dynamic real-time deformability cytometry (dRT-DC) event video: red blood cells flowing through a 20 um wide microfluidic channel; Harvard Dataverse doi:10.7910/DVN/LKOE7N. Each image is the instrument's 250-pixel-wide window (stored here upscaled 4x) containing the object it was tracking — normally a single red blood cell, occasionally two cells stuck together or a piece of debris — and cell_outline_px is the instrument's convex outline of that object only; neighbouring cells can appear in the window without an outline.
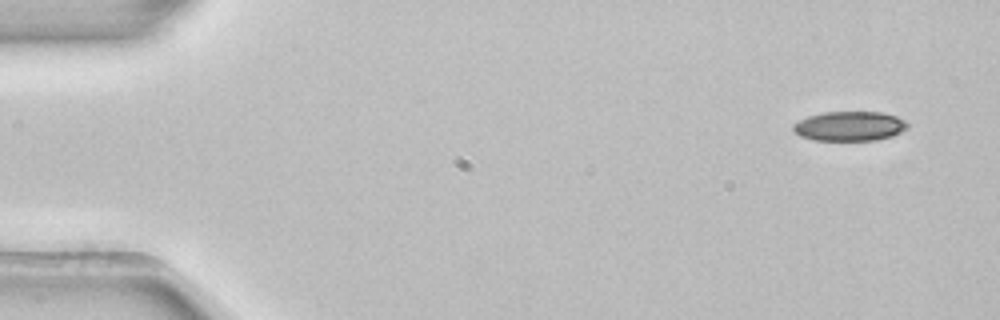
{"species": "common noctule bat (a hibernating species)", "species_latin": "Nyctalus noctula", "temperature_condition": "room temperature", "stored_images_in_passage": 4, "camera_frame_rate_fps": 3000, "um_per_image_px": 0.085, "animal": {"sex": "female", "body_mass_g": 22.7, "forearm_length_mm": 54.2}, "frame": {"image": 1, "passage_image": 1, "time_ms": 0.0, "image_size_px": [1000, 320], "cell_outline_px": [[908, 128], [892, 136], [876, 140], [812, 140], [800, 136], [792, 128], [792, 124], [808, 116], [824, 112], [884, 112], [896, 116], [904, 120], [908, 124]], "centroid_in_image_um": [72.22, 10.72], "position_along_channel_um": 12.8, "area_um2": 19.71}}
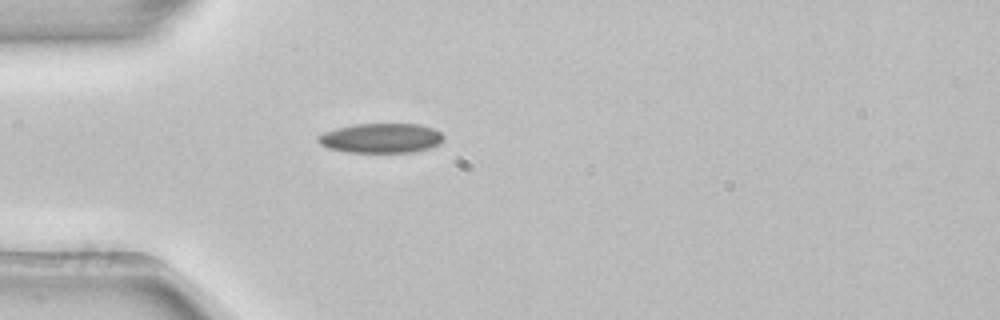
{"frame": {"image": 2, "passage_image": 4, "time_ms": 1.0, "image_size_px": [1000, 320], "cell_outline_px": [[444, 140], [440, 144], [428, 148], [412, 152], [348, 152], [328, 148], [320, 144], [316, 140], [316, 136], [324, 132], [336, 128], [356, 124], [420, 124], [432, 128], [440, 132], [444, 136]], "centroid_in_image_um": [32.38, 11.74], "position_along_channel_um": 52.6, "area_um2": 21.73}}